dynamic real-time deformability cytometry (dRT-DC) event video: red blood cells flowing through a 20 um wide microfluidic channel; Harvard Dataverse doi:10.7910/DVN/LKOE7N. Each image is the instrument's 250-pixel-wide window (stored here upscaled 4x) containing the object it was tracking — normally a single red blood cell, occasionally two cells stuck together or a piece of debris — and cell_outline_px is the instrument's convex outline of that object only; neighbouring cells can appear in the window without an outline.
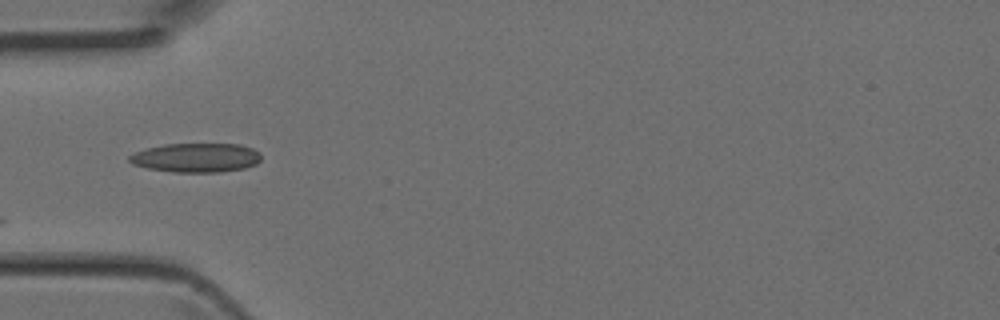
{"species": "Egyptian fruit bat (a non-hibernating species)", "species_latin": "Rousettus aegyptiacus", "temperature_condition": "room temperature", "stored_images_in_passage": 5, "camera_frame_rate_fps": 3000, "um_per_image_px": 0.085, "animal": {"sex": "female"}, "frame": {"image": 1, "passage_image": 3, "time_ms": 0.667, "image_size_px": [1000, 320], "cell_outline_px": [[260, 160], [256, 164], [244, 168], [220, 172], [172, 172], [148, 168], [132, 164], [128, 160], [128, 156], [144, 148], [164, 144], [240, 144], [252, 148], [260, 152]], "centroid_in_image_um": [16.65, 13.4], "position_along_channel_um": 68.3, "area_um2": 22.48}}
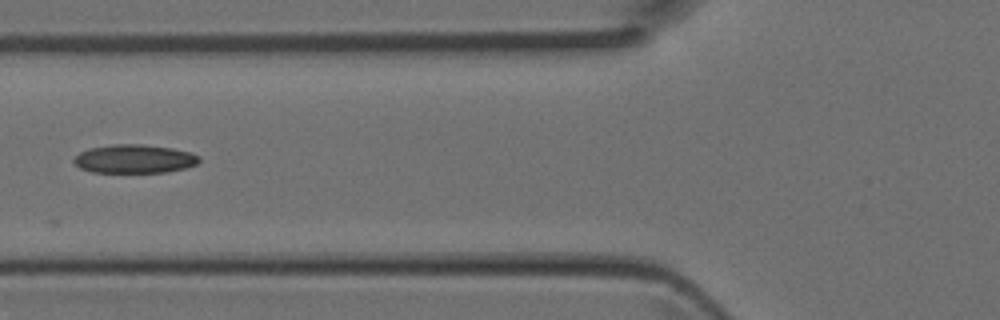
{"frame": {"image": 2, "passage_image": 4, "time_ms": 1.0, "image_size_px": [1000, 320], "cell_outline_px": [[200, 160], [196, 164], [184, 168], [168, 172], [92, 172], [80, 168], [72, 160], [80, 152], [88, 148], [112, 144], [140, 144], [172, 148], [192, 152], [200, 156]], "centroid_in_image_um": [11.43, 13.5], "position_along_channel_um": 114.4, "area_um2": 20.92}}
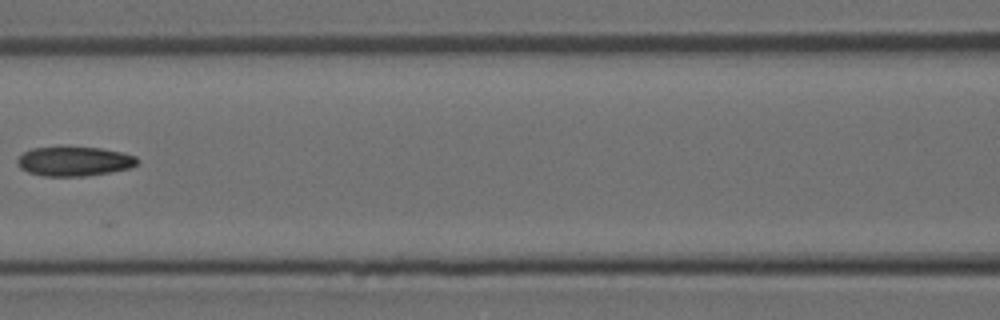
{"frame": {"image": 3, "passage_image": 5, "time_ms": 1.333, "image_size_px": [1000, 320], "cell_outline_px": [[140, 160], [136, 164], [128, 168], [108, 172], [84, 176], [44, 176], [28, 172], [20, 168], [16, 160], [24, 152], [32, 148], [100, 148], [124, 152], [136, 156]], "centroid_in_image_um": [6.32, 13.72], "position_along_channel_um": 160.3, "area_um2": 20.23}}